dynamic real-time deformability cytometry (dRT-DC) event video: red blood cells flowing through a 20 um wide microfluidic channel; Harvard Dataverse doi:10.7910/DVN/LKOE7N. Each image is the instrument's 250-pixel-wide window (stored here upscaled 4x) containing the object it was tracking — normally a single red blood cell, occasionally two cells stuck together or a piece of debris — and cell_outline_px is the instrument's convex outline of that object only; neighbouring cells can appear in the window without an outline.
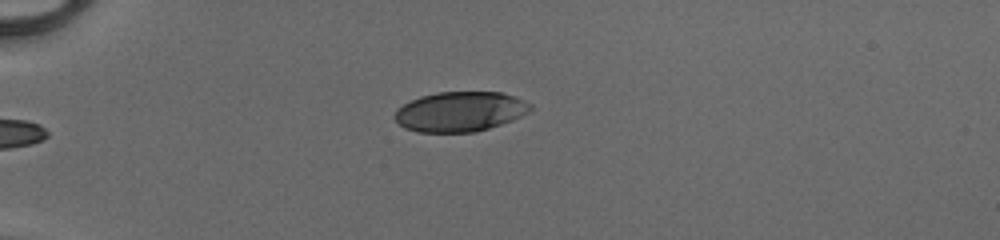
{"species": "human", "species_latin": "Homo sapiens", "temperature_condition": "cold", "stored_images_in_passage": 37, "camera_frame_rate_fps": 3000, "um_per_image_px": 0.085, "donor": {"sex": "male"}, "frame": {"image": 1, "passage_image": 1, "time_ms": 0.0, "image_size_px": [1000, 240], "cell_outline_px": [[532, 108], [528, 112], [512, 120], [476, 132], [416, 132], [404, 128], [392, 116], [396, 108], [420, 96], [436, 92], [500, 92], [524, 100], [532, 104]], "centroid_in_image_um": [39.07, 9.49], "position_along_channel_um": 45.9, "area_um2": 31.56}}
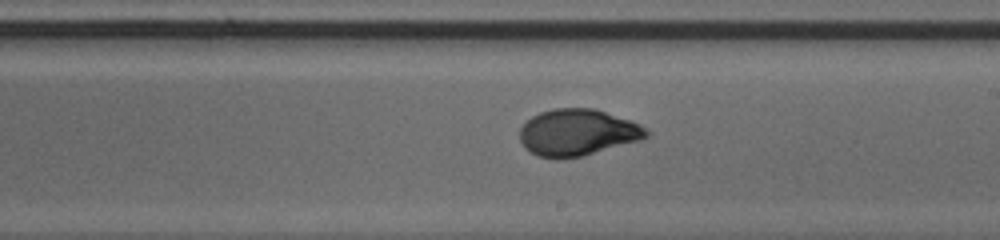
{"frame": {"image": 2, "passage_image": 18, "time_ms": 5.667, "image_size_px": [1000, 240], "cell_outline_px": [[652, 132], [648, 136], [640, 140], [584, 156], [560, 160], [540, 156], [524, 148], [520, 140], [520, 128], [532, 116], [540, 112], [552, 108], [596, 108], [632, 120], [648, 128]], "centroid_in_image_um": [49.13, 11.26], "position_along_channel_um": 239.9, "area_um2": 34.91}}
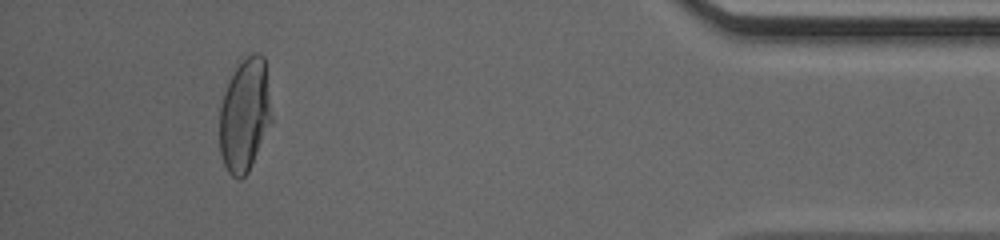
{"frame": {"image": 3, "passage_image": 34, "time_ms": 11.0, "image_size_px": [1000, 240], "cell_outline_px": [[272, 124], [248, 172], [240, 180], [236, 180], [228, 172], [224, 164], [220, 152], [220, 108], [224, 92], [236, 60], [240, 56], [252, 52], [260, 52], [264, 56], [272, 116]], "centroid_in_image_um": [20.81, 9.71], "position_along_channel_um": 414.4, "area_um2": 35.26}, "authors_computed_cell_mechanics": {"area_um2": 33.9864, "velocity_mm_per_s": 4.1566, "shape_relaxation_time_tau1_ms": 3.472, "shape_relaxation_time_tau2_ms": null, "deformation_change_tau1": 0.1729, "deformation_change_tau2": null}}